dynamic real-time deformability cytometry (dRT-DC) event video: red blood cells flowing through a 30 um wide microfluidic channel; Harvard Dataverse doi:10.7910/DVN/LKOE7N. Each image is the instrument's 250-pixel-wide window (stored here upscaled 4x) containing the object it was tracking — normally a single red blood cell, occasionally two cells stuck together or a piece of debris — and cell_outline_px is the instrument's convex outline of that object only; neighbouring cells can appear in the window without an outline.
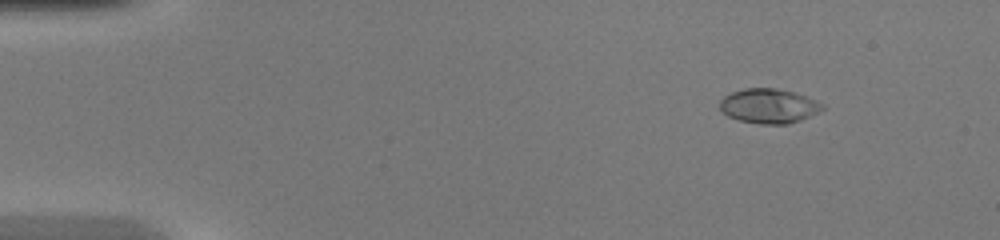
{"species": "common noctule bat (a hibernating species)", "species_latin": "Nyctalus noctula", "temperature_condition": "warm", "stored_images_in_passage": 48, "camera_frame_rate_fps": 3000, "um_per_image_px": 0.085, "animal": {"sex": "female", "body_mass_g": 20.0, "forearm_length_mm": 54.0}, "frame": {"image": 1, "passage_image": 6, "time_ms": 1.667, "image_size_px": [1000, 240], "cell_outline_px": [[824, 108], [800, 120], [788, 124], [760, 124], [740, 120], [728, 116], [720, 108], [720, 100], [724, 96], [732, 92], [744, 88], [776, 88], [808, 96], [824, 104]], "centroid_in_image_um": [65.35, 9.0], "position_along_channel_um": 19.7, "area_um2": 20.52}}
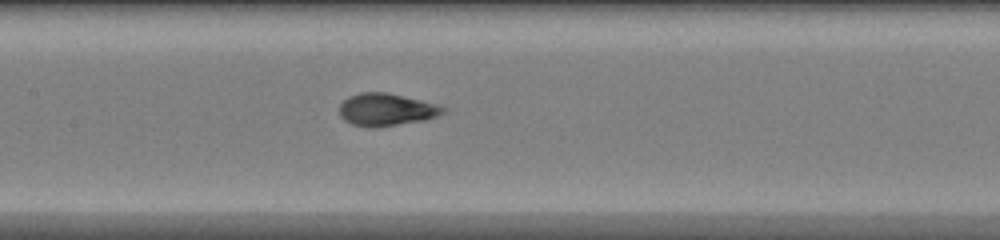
{"frame": {"image": 2, "passage_image": 24, "time_ms": 7.667, "image_size_px": [1000, 240], "cell_outline_px": [[448, 108], [444, 112], [428, 120], [376, 128], [368, 128], [352, 124], [344, 120], [340, 116], [340, 104], [348, 96], [360, 92], [388, 92], [436, 104]], "centroid_in_image_um": [32.83, 9.33], "position_along_channel_um": 174.6, "area_um2": 19.88}}
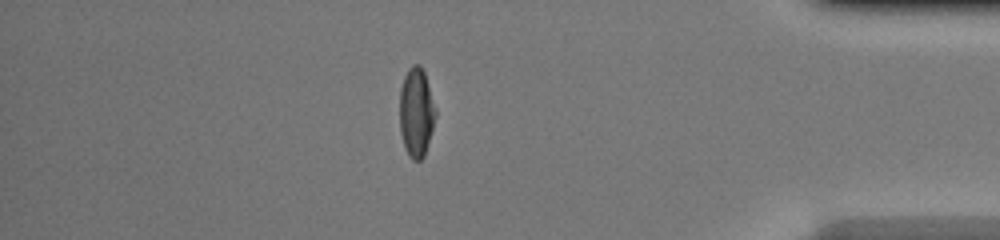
{"frame": {"image": 3, "passage_image": 42, "time_ms": 13.667, "image_size_px": [1000, 240], "cell_outline_px": [[436, 116], [424, 156], [420, 160], [412, 160], [408, 156], [404, 148], [400, 132], [400, 88], [404, 76], [408, 68], [412, 64], [420, 64], [424, 72], [436, 108]], "centroid_in_image_um": [35.37, 9.55], "position_along_channel_um": 399.8, "area_um2": 18.79}, "authors_computed_cell_mechanics": {"area_um2": 19.2763, "velocity_mm_per_s": 4.3227, "shape_relaxation_time_tau1_ms": 5.0032, "shape_relaxation_time_tau2_ms": null, "deformation_change_tau1": 0.2436, "deformation_change_tau2": null}}